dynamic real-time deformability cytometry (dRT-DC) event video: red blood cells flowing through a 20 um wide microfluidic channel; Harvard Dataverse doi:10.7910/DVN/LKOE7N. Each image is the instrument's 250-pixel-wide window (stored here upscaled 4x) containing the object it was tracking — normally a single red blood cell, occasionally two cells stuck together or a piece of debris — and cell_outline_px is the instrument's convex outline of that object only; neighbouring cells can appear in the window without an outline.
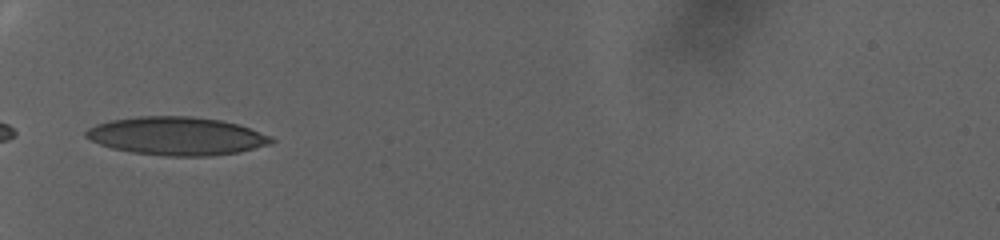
{"species": "human", "species_latin": "Homo sapiens", "temperature_condition": "warm", "stored_images_in_passage": 50, "camera_frame_rate_fps": 3000, "um_per_image_px": 0.085, "donor": {"sex": "female"}, "frame": {"image": 1, "passage_image": 1, "time_ms": 0.0, "image_size_px": [1000, 240], "cell_outline_px": [[276, 140], [272, 144], [240, 152], [208, 156], [164, 156], [132, 152], [112, 148], [100, 144], [84, 136], [84, 132], [88, 128], [96, 124], [108, 120], [136, 116], [192, 116], [220, 120], [236, 124], [272, 136]], "centroid_in_image_um": [15.02, 11.56], "position_along_channel_um": 70.0, "area_um2": 41.44}}
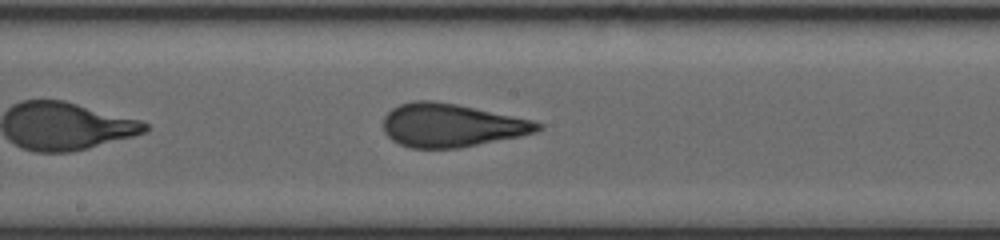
{"frame": {"image": 2, "passage_image": 18, "time_ms": 5.667, "image_size_px": [1000, 240], "cell_outline_px": [[544, 128], [536, 132], [520, 136], [460, 148], [412, 148], [400, 144], [392, 140], [384, 132], [384, 116], [392, 108], [400, 104], [412, 100], [432, 100], [456, 104], [532, 120], [544, 124]], "centroid_in_image_um": [38.37, 10.65], "position_along_channel_um": 209.8, "area_um2": 38.96}}
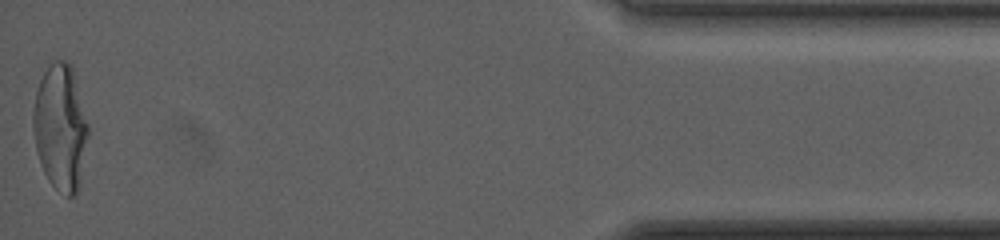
{"frame": {"image": 3, "passage_image": 50, "time_ms": 16.333, "image_size_px": [1000, 240], "cell_outline_px": [[88, 136], [80, 184], [76, 192], [72, 196], [68, 196], [56, 188], [48, 180], [40, 164], [36, 148], [32, 124], [32, 116], [36, 92], [40, 80], [44, 72], [56, 60], [64, 60], [72, 68], [88, 124]], "centroid_in_image_um": [5.13, 10.85], "position_along_channel_um": 430.1, "area_um2": 39.94}, "authors_computed_cell_mechanics": {"area_um2": 38.8705, "velocity_mm_per_s": 2.6514, "shape_relaxation_time_tau1_ms": null, "shape_relaxation_time_tau2_ms": 1.0295, "deformation_change_tau1": null, "deformation_change_tau2": 0.0898}}